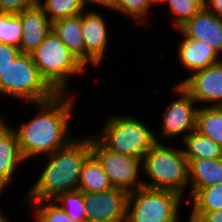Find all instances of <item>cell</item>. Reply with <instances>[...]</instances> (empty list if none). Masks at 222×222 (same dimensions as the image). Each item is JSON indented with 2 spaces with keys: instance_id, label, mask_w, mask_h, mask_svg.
<instances>
[{
  "instance_id": "cell-1",
  "label": "cell",
  "mask_w": 222,
  "mask_h": 222,
  "mask_svg": "<svg viewBox=\"0 0 222 222\" xmlns=\"http://www.w3.org/2000/svg\"><path fill=\"white\" fill-rule=\"evenodd\" d=\"M77 96L74 92L56 94L47 101L31 103V106L34 105L37 109L34 117H30L18 128H13L21 155L26 162L53 154L76 137L70 133L69 125L72 122L73 110L77 106Z\"/></svg>"
},
{
  "instance_id": "cell-2",
  "label": "cell",
  "mask_w": 222,
  "mask_h": 222,
  "mask_svg": "<svg viewBox=\"0 0 222 222\" xmlns=\"http://www.w3.org/2000/svg\"><path fill=\"white\" fill-rule=\"evenodd\" d=\"M90 155L91 133L79 134L66 146L44 156L41 174L22 201H53L60 194L76 190L82 166Z\"/></svg>"
},
{
  "instance_id": "cell-3",
  "label": "cell",
  "mask_w": 222,
  "mask_h": 222,
  "mask_svg": "<svg viewBox=\"0 0 222 222\" xmlns=\"http://www.w3.org/2000/svg\"><path fill=\"white\" fill-rule=\"evenodd\" d=\"M168 145L157 142L143 156V186L171 190L186 199L185 193L189 187L188 160L184 156L183 147L180 149L170 143Z\"/></svg>"
},
{
  "instance_id": "cell-4",
  "label": "cell",
  "mask_w": 222,
  "mask_h": 222,
  "mask_svg": "<svg viewBox=\"0 0 222 222\" xmlns=\"http://www.w3.org/2000/svg\"><path fill=\"white\" fill-rule=\"evenodd\" d=\"M30 55L41 77L57 94L71 93V78L89 72L52 30Z\"/></svg>"
},
{
  "instance_id": "cell-5",
  "label": "cell",
  "mask_w": 222,
  "mask_h": 222,
  "mask_svg": "<svg viewBox=\"0 0 222 222\" xmlns=\"http://www.w3.org/2000/svg\"><path fill=\"white\" fill-rule=\"evenodd\" d=\"M143 120L136 115L112 113L94 136L114 152L142 159L157 143L152 125L149 127Z\"/></svg>"
},
{
  "instance_id": "cell-6",
  "label": "cell",
  "mask_w": 222,
  "mask_h": 222,
  "mask_svg": "<svg viewBox=\"0 0 222 222\" xmlns=\"http://www.w3.org/2000/svg\"><path fill=\"white\" fill-rule=\"evenodd\" d=\"M56 94L41 77L30 54L20 53L0 75V97L30 105L47 101Z\"/></svg>"
},
{
  "instance_id": "cell-7",
  "label": "cell",
  "mask_w": 222,
  "mask_h": 222,
  "mask_svg": "<svg viewBox=\"0 0 222 222\" xmlns=\"http://www.w3.org/2000/svg\"><path fill=\"white\" fill-rule=\"evenodd\" d=\"M182 202L174 191L142 186L128 193L126 222H181Z\"/></svg>"
},
{
  "instance_id": "cell-8",
  "label": "cell",
  "mask_w": 222,
  "mask_h": 222,
  "mask_svg": "<svg viewBox=\"0 0 222 222\" xmlns=\"http://www.w3.org/2000/svg\"><path fill=\"white\" fill-rule=\"evenodd\" d=\"M91 154L101 164L114 188L131 193L143 186L142 159L106 148L94 134L91 135Z\"/></svg>"
},
{
  "instance_id": "cell-9",
  "label": "cell",
  "mask_w": 222,
  "mask_h": 222,
  "mask_svg": "<svg viewBox=\"0 0 222 222\" xmlns=\"http://www.w3.org/2000/svg\"><path fill=\"white\" fill-rule=\"evenodd\" d=\"M176 100H172L163 111L158 130L155 131L157 142L170 141L177 136L183 140L188 134L196 129V115L199 108L192 97L178 84H174ZM161 130V131H160ZM161 133V134H160ZM160 134V135H159ZM161 137H159V136ZM159 137V138H158ZM166 140V141H165Z\"/></svg>"
},
{
  "instance_id": "cell-10",
  "label": "cell",
  "mask_w": 222,
  "mask_h": 222,
  "mask_svg": "<svg viewBox=\"0 0 222 222\" xmlns=\"http://www.w3.org/2000/svg\"><path fill=\"white\" fill-rule=\"evenodd\" d=\"M175 84L180 85L200 107L222 106V60Z\"/></svg>"
},
{
  "instance_id": "cell-11",
  "label": "cell",
  "mask_w": 222,
  "mask_h": 222,
  "mask_svg": "<svg viewBox=\"0 0 222 222\" xmlns=\"http://www.w3.org/2000/svg\"><path fill=\"white\" fill-rule=\"evenodd\" d=\"M95 9L82 12L81 30L85 45V66L87 69L101 67V64L108 58L106 52L110 47L108 41L111 35H109L108 19L105 20L106 15L100 13L97 8Z\"/></svg>"
},
{
  "instance_id": "cell-12",
  "label": "cell",
  "mask_w": 222,
  "mask_h": 222,
  "mask_svg": "<svg viewBox=\"0 0 222 222\" xmlns=\"http://www.w3.org/2000/svg\"><path fill=\"white\" fill-rule=\"evenodd\" d=\"M128 193L119 188L83 192L86 222H126Z\"/></svg>"
},
{
  "instance_id": "cell-13",
  "label": "cell",
  "mask_w": 222,
  "mask_h": 222,
  "mask_svg": "<svg viewBox=\"0 0 222 222\" xmlns=\"http://www.w3.org/2000/svg\"><path fill=\"white\" fill-rule=\"evenodd\" d=\"M178 30L190 40L205 42L222 56V18L204 9Z\"/></svg>"
},
{
  "instance_id": "cell-14",
  "label": "cell",
  "mask_w": 222,
  "mask_h": 222,
  "mask_svg": "<svg viewBox=\"0 0 222 222\" xmlns=\"http://www.w3.org/2000/svg\"><path fill=\"white\" fill-rule=\"evenodd\" d=\"M177 32L180 33L179 36L183 37L178 43L176 54H178L177 58L184 72L187 70L186 73L190 72V75L222 60V56L205 42L190 40L179 30Z\"/></svg>"
},
{
  "instance_id": "cell-15",
  "label": "cell",
  "mask_w": 222,
  "mask_h": 222,
  "mask_svg": "<svg viewBox=\"0 0 222 222\" xmlns=\"http://www.w3.org/2000/svg\"><path fill=\"white\" fill-rule=\"evenodd\" d=\"M25 159L21 155L18 138L9 123L0 130V193L15 180L18 168ZM20 166V167H19Z\"/></svg>"
},
{
  "instance_id": "cell-16",
  "label": "cell",
  "mask_w": 222,
  "mask_h": 222,
  "mask_svg": "<svg viewBox=\"0 0 222 222\" xmlns=\"http://www.w3.org/2000/svg\"><path fill=\"white\" fill-rule=\"evenodd\" d=\"M18 15L23 25L20 52L31 54L51 31V22L40 5L27 8Z\"/></svg>"
},
{
  "instance_id": "cell-17",
  "label": "cell",
  "mask_w": 222,
  "mask_h": 222,
  "mask_svg": "<svg viewBox=\"0 0 222 222\" xmlns=\"http://www.w3.org/2000/svg\"><path fill=\"white\" fill-rule=\"evenodd\" d=\"M187 202L202 188L222 183V157L188 160Z\"/></svg>"
},
{
  "instance_id": "cell-18",
  "label": "cell",
  "mask_w": 222,
  "mask_h": 222,
  "mask_svg": "<svg viewBox=\"0 0 222 222\" xmlns=\"http://www.w3.org/2000/svg\"><path fill=\"white\" fill-rule=\"evenodd\" d=\"M81 29L82 13L51 23V30L67 45L69 51L85 65V45Z\"/></svg>"
},
{
  "instance_id": "cell-19",
  "label": "cell",
  "mask_w": 222,
  "mask_h": 222,
  "mask_svg": "<svg viewBox=\"0 0 222 222\" xmlns=\"http://www.w3.org/2000/svg\"><path fill=\"white\" fill-rule=\"evenodd\" d=\"M113 188L101 164L91 154L84 162L77 189L81 192H101Z\"/></svg>"
},
{
  "instance_id": "cell-20",
  "label": "cell",
  "mask_w": 222,
  "mask_h": 222,
  "mask_svg": "<svg viewBox=\"0 0 222 222\" xmlns=\"http://www.w3.org/2000/svg\"><path fill=\"white\" fill-rule=\"evenodd\" d=\"M188 202L192 207L188 222H196L205 212L222 209V183L200 189Z\"/></svg>"
},
{
  "instance_id": "cell-21",
  "label": "cell",
  "mask_w": 222,
  "mask_h": 222,
  "mask_svg": "<svg viewBox=\"0 0 222 222\" xmlns=\"http://www.w3.org/2000/svg\"><path fill=\"white\" fill-rule=\"evenodd\" d=\"M180 143L185 146L183 152L187 160L222 157V147L196 130L188 134Z\"/></svg>"
},
{
  "instance_id": "cell-22",
  "label": "cell",
  "mask_w": 222,
  "mask_h": 222,
  "mask_svg": "<svg viewBox=\"0 0 222 222\" xmlns=\"http://www.w3.org/2000/svg\"><path fill=\"white\" fill-rule=\"evenodd\" d=\"M195 130L222 147V106H199Z\"/></svg>"
},
{
  "instance_id": "cell-23",
  "label": "cell",
  "mask_w": 222,
  "mask_h": 222,
  "mask_svg": "<svg viewBox=\"0 0 222 222\" xmlns=\"http://www.w3.org/2000/svg\"><path fill=\"white\" fill-rule=\"evenodd\" d=\"M154 6L149 0H112L111 12L124 15L128 19H132L135 24L140 26L149 25L151 20L152 8ZM150 16V17H149ZM149 19V20H148ZM148 21V22H147Z\"/></svg>"
},
{
  "instance_id": "cell-24",
  "label": "cell",
  "mask_w": 222,
  "mask_h": 222,
  "mask_svg": "<svg viewBox=\"0 0 222 222\" xmlns=\"http://www.w3.org/2000/svg\"><path fill=\"white\" fill-rule=\"evenodd\" d=\"M166 4L171 14V25L176 30L205 9V0H163L160 5Z\"/></svg>"
},
{
  "instance_id": "cell-25",
  "label": "cell",
  "mask_w": 222,
  "mask_h": 222,
  "mask_svg": "<svg viewBox=\"0 0 222 222\" xmlns=\"http://www.w3.org/2000/svg\"><path fill=\"white\" fill-rule=\"evenodd\" d=\"M33 214L34 222H77L54 201H23Z\"/></svg>"
},
{
  "instance_id": "cell-26",
  "label": "cell",
  "mask_w": 222,
  "mask_h": 222,
  "mask_svg": "<svg viewBox=\"0 0 222 222\" xmlns=\"http://www.w3.org/2000/svg\"><path fill=\"white\" fill-rule=\"evenodd\" d=\"M50 22L81 14L84 9L80 0H40Z\"/></svg>"
},
{
  "instance_id": "cell-27",
  "label": "cell",
  "mask_w": 222,
  "mask_h": 222,
  "mask_svg": "<svg viewBox=\"0 0 222 222\" xmlns=\"http://www.w3.org/2000/svg\"><path fill=\"white\" fill-rule=\"evenodd\" d=\"M22 28L23 25L18 14L0 12V43L19 48Z\"/></svg>"
},
{
  "instance_id": "cell-28",
  "label": "cell",
  "mask_w": 222,
  "mask_h": 222,
  "mask_svg": "<svg viewBox=\"0 0 222 222\" xmlns=\"http://www.w3.org/2000/svg\"><path fill=\"white\" fill-rule=\"evenodd\" d=\"M68 216L77 222H86V209L83 200V192L76 189L60 194L55 200Z\"/></svg>"
},
{
  "instance_id": "cell-29",
  "label": "cell",
  "mask_w": 222,
  "mask_h": 222,
  "mask_svg": "<svg viewBox=\"0 0 222 222\" xmlns=\"http://www.w3.org/2000/svg\"><path fill=\"white\" fill-rule=\"evenodd\" d=\"M40 0H0V12L19 14L21 11L39 5Z\"/></svg>"
},
{
  "instance_id": "cell-30",
  "label": "cell",
  "mask_w": 222,
  "mask_h": 222,
  "mask_svg": "<svg viewBox=\"0 0 222 222\" xmlns=\"http://www.w3.org/2000/svg\"><path fill=\"white\" fill-rule=\"evenodd\" d=\"M20 53L19 48L0 43V75Z\"/></svg>"
},
{
  "instance_id": "cell-31",
  "label": "cell",
  "mask_w": 222,
  "mask_h": 222,
  "mask_svg": "<svg viewBox=\"0 0 222 222\" xmlns=\"http://www.w3.org/2000/svg\"><path fill=\"white\" fill-rule=\"evenodd\" d=\"M80 2L84 10H92V8L91 9L88 8L89 6H92V5L95 7L99 6L98 10L100 7H101L100 9L103 8L102 10L104 9L111 10L112 8V0H80Z\"/></svg>"
},
{
  "instance_id": "cell-32",
  "label": "cell",
  "mask_w": 222,
  "mask_h": 222,
  "mask_svg": "<svg viewBox=\"0 0 222 222\" xmlns=\"http://www.w3.org/2000/svg\"><path fill=\"white\" fill-rule=\"evenodd\" d=\"M205 9L222 18V0H205Z\"/></svg>"
},
{
  "instance_id": "cell-33",
  "label": "cell",
  "mask_w": 222,
  "mask_h": 222,
  "mask_svg": "<svg viewBox=\"0 0 222 222\" xmlns=\"http://www.w3.org/2000/svg\"><path fill=\"white\" fill-rule=\"evenodd\" d=\"M196 222H222V209L205 212Z\"/></svg>"
},
{
  "instance_id": "cell-34",
  "label": "cell",
  "mask_w": 222,
  "mask_h": 222,
  "mask_svg": "<svg viewBox=\"0 0 222 222\" xmlns=\"http://www.w3.org/2000/svg\"><path fill=\"white\" fill-rule=\"evenodd\" d=\"M3 114H4V112L0 115V130L2 129V128H4L8 123V120L7 121H5L6 120V118H5V116H3Z\"/></svg>"
},
{
  "instance_id": "cell-35",
  "label": "cell",
  "mask_w": 222,
  "mask_h": 222,
  "mask_svg": "<svg viewBox=\"0 0 222 222\" xmlns=\"http://www.w3.org/2000/svg\"><path fill=\"white\" fill-rule=\"evenodd\" d=\"M8 216L5 215V213H3V210L0 211V222H12L10 221L9 218H7Z\"/></svg>"
},
{
  "instance_id": "cell-36",
  "label": "cell",
  "mask_w": 222,
  "mask_h": 222,
  "mask_svg": "<svg viewBox=\"0 0 222 222\" xmlns=\"http://www.w3.org/2000/svg\"><path fill=\"white\" fill-rule=\"evenodd\" d=\"M154 6L162 3L163 0H149Z\"/></svg>"
}]
</instances>
